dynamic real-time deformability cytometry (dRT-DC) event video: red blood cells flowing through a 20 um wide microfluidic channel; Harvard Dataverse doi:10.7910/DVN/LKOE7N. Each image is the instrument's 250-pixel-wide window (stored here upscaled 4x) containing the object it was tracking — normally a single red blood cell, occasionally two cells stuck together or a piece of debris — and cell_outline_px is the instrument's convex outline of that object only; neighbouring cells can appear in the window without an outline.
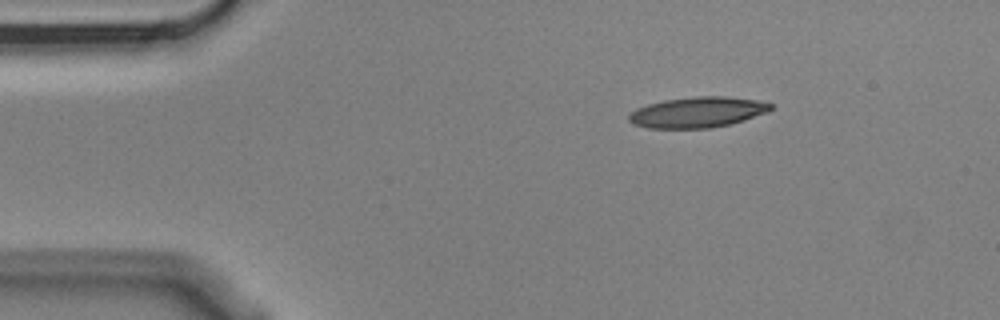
{"species": "Egyptian fruit bat (a non-hibernating species)", "species_latin": "Rousettus aegyptiacus", "temperature_condition": "cold", "stored_images_in_passage": 4, "camera_frame_rate_fps": 3000, "um_per_image_px": 0.085, "animal": {"sex": "male"}, "frame": {"image": 1, "passage_image": 1, "time_ms": 0.0, "image_size_px": [1000, 320], "cell_outline_px": [[772, 108], [768, 112], [744, 120], [712, 128], [648, 128], [632, 124], [628, 120], [628, 116], [636, 108], [648, 104], [664, 100], [696, 96], [728, 96], [756, 100], [772, 104]], "centroid_in_image_um": [59.27, 9.54], "position_along_channel_um": 25.7, "area_um2": 25.32}}
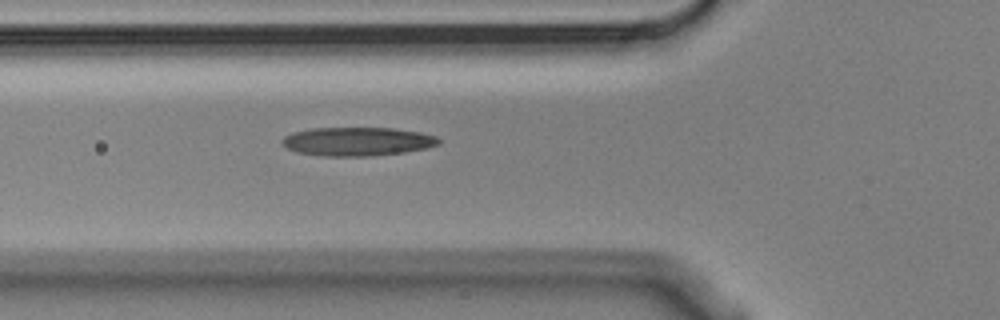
{"frame": {"image": 2, "passage_image": 4, "time_ms": 1.0, "image_size_px": [1000, 320], "cell_outline_px": [[440, 144], [428, 148], [404, 152], [372, 156], [324, 156], [296, 152], [280, 144], [280, 140], [284, 136], [292, 132], [312, 128], [392, 128], [420, 132], [436, 136], [440, 140]], "centroid_in_image_um": [30.36, 12.03], "position_along_channel_um": 95.4, "area_um2": 26.36}}